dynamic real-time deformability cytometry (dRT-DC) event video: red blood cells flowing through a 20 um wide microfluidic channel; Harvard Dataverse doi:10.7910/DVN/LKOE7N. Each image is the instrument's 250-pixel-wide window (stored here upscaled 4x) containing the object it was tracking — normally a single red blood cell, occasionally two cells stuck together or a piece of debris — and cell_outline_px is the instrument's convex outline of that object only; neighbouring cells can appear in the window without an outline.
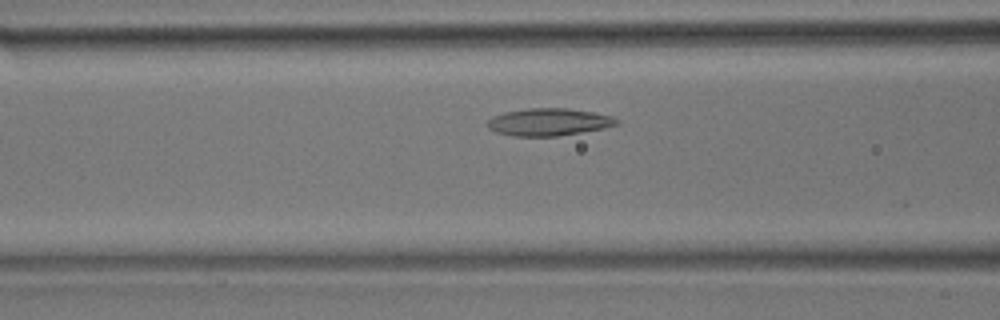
{"species": "common noctule bat (a hibernating species)", "species_latin": "Nyctalus noctula", "temperature_condition": "room temperature", "stored_images_in_passage": 41, "camera_frame_rate_fps": 3000, "um_per_image_px": 0.085, "animal": {"sex": "male", "body_mass_g": 17.9}, "frame": {"image": 1, "passage_image": 12, "time_ms": 3.667, "image_size_px": [1000, 320], "cell_outline_px": [[620, 124], [604, 128], [560, 136], [512, 136], [496, 132], [488, 128], [488, 120], [492, 116], [504, 112], [528, 108], [568, 108], [592, 112], [612, 116], [620, 120]], "centroid_in_image_um": [46.66, 10.37], "position_along_channel_um": 119.9, "area_um2": 20.75}}
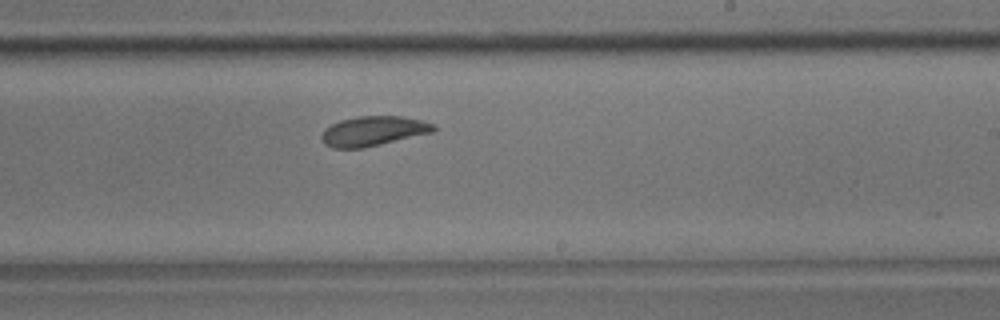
{"frame": {"image": 2, "passage_image": 22, "time_ms": 7.0, "image_size_px": [1000, 320], "cell_outline_px": [[436, 132], [364, 148], [332, 148], [324, 144], [320, 140], [320, 136], [324, 128], [340, 120], [356, 116], [400, 116], [420, 120], [432, 124], [436, 128]], "centroid_in_image_um": [31.7, 11.15], "position_along_channel_um": 257.3, "area_um2": 19.65}}
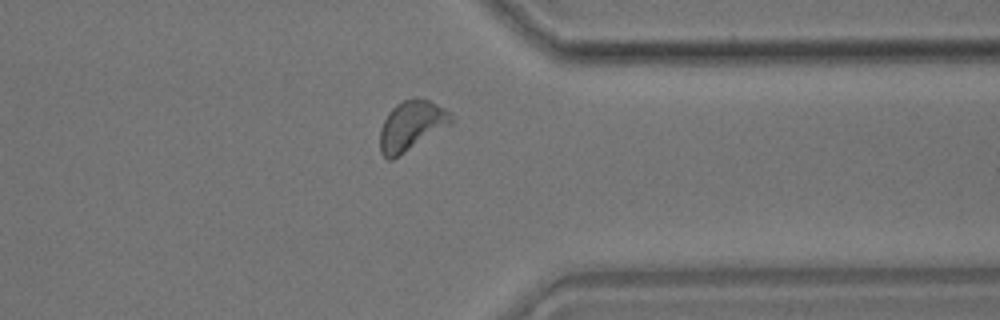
{"frame": {"image": 3, "passage_image": 31, "time_ms": 10.0, "image_size_px": [1000, 320], "cell_outline_px": [[456, 120], [452, 124], [392, 160], [388, 160], [380, 152], [380, 128], [388, 112], [396, 104], [404, 100], [428, 100], [452, 112]], "centroid_in_image_um": [34.99, 10.7], "position_along_channel_um": 376.4, "area_um2": 20.58}}